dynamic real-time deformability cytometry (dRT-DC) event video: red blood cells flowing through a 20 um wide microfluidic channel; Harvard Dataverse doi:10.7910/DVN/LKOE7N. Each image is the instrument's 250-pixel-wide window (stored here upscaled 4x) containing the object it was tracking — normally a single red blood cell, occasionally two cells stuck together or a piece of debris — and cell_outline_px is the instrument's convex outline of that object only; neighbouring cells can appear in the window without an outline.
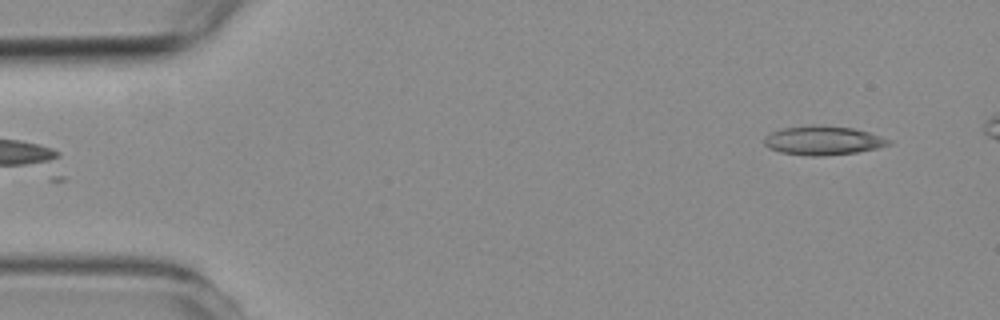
{"species": "common noctule bat (a hibernating species)", "species_latin": "Nyctalus noctula", "temperature_condition": "room temperature", "stored_images_in_passage": 3, "camera_frame_rate_fps": 3000, "um_per_image_px": 0.085, "animal": {"sex": "female", "body_mass_g": 19.3, "forearm_length_mm": 54.1}, "frame": {"image": 1, "passage_image": 3, "time_ms": 2.333, "image_size_px": [1000, 320], "cell_outline_px": [[892, 144], [876, 148], [856, 152], [820, 156], [808, 156], [780, 152], [768, 148], [764, 144], [764, 136], [780, 128], [808, 124], [820, 124], [852, 128], [868, 132], [892, 140]], "centroid_in_image_um": [69.91, 11.92], "position_along_channel_um": 15.1, "area_um2": 21.27}}